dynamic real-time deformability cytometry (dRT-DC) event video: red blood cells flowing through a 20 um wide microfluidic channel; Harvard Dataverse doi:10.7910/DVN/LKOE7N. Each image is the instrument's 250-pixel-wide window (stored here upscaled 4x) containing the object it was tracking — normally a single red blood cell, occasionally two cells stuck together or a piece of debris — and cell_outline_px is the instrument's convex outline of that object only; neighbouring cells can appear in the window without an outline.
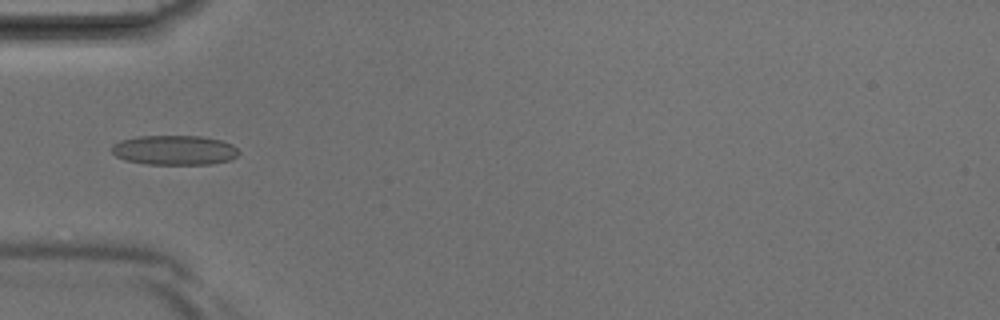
{"species": "Egyptian fruit bat (a non-hibernating species)", "species_latin": "Rousettus aegyptiacus", "temperature_condition": "room temperature", "stored_images_in_passage": 39, "camera_frame_rate_fps": 3000, "um_per_image_px": 0.085, "animal": {"sex": "male"}, "frame": {"image": 1, "passage_image": 12, "time_ms": 3.667, "image_size_px": [1000, 320], "cell_outline_px": [[240, 152], [236, 156], [228, 160], [212, 164], [148, 164], [124, 160], [116, 156], [112, 152], [112, 144], [120, 140], [136, 136], [200, 136], [220, 140], [232, 144]], "centroid_in_image_um": [14.8, 12.76], "position_along_channel_um": 70.2, "area_um2": 21.96}}
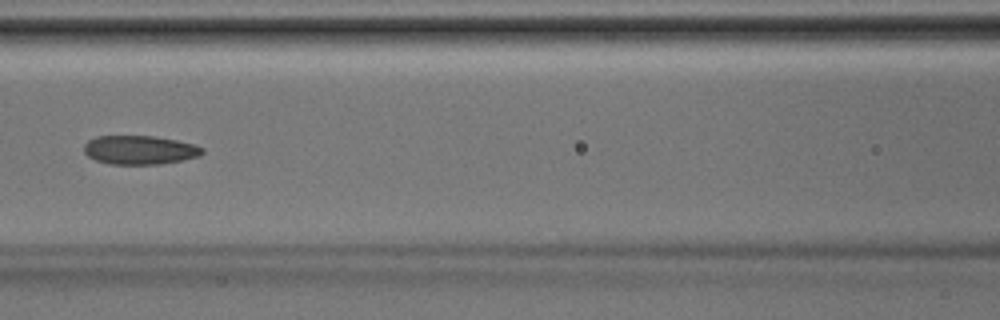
{"frame": {"image": 2, "passage_image": 17, "time_ms": 5.333, "image_size_px": [1000, 320], "cell_outline_px": [[204, 152], [200, 156], [160, 164], [112, 164], [96, 160], [88, 156], [84, 152], [84, 144], [88, 140], [96, 136], [156, 136], [196, 144], [204, 148]], "centroid_in_image_um": [11.89, 12.74], "position_along_channel_um": 154.7, "area_um2": 19.94}}
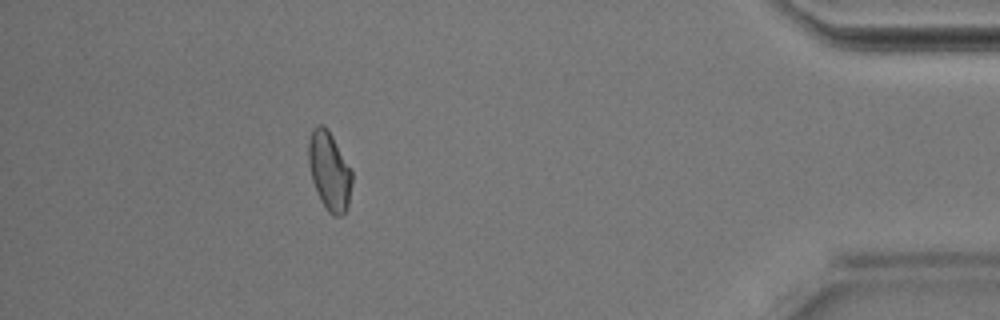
{"frame": {"image": 3, "passage_image": 35, "time_ms": 11.333, "image_size_px": [1000, 320], "cell_outline_px": [[352, 184], [348, 204], [344, 212], [340, 216], [332, 216], [328, 212], [320, 200], [312, 180], [308, 160], [308, 144], [312, 132], [316, 124], [320, 124], [332, 136], [352, 172]], "centroid_in_image_um": [27.99, 14.58], "position_along_channel_um": 407.2, "area_um2": 19.48}}